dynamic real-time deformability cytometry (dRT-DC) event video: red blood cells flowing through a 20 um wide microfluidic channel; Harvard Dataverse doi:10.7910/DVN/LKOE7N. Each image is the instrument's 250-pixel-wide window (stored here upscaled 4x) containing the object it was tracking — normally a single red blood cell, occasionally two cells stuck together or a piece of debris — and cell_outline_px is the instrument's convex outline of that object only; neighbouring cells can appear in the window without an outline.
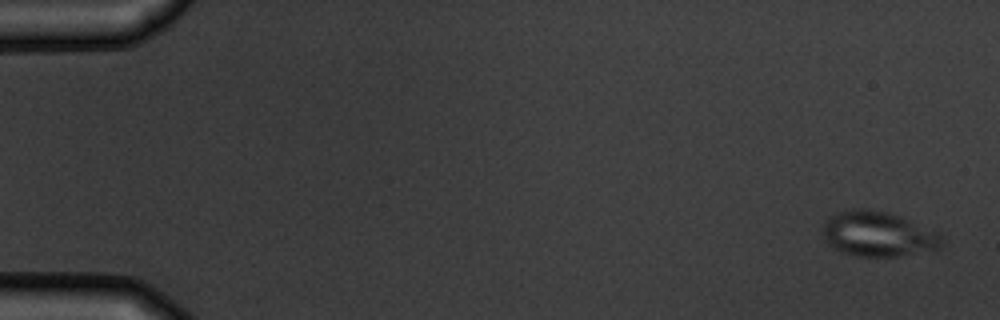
{"species": "common noctule bat (a hibernating species)", "species_latin": "Nyctalus noctula", "temperature_condition": "warm", "stored_images_in_passage": 4, "camera_frame_rate_fps": 3000, "um_per_image_px": 0.085, "animal": {"sex": "male", "body_mass_g": 19.5, "forearm_length_mm": 54.6}, "frame": {"image": 1, "passage_image": 1, "time_ms": 0.0, "image_size_px": [1000, 320], "cell_outline_px": [[944, 244], [940, 248], [896, 256], [856, 256], [840, 252], [828, 244], [824, 240], [824, 220], [828, 216], [852, 208], [868, 208], [900, 216], [940, 236]], "centroid_in_image_um": [74.54, 19.89], "position_along_channel_um": 10.5, "area_um2": 30.69}}